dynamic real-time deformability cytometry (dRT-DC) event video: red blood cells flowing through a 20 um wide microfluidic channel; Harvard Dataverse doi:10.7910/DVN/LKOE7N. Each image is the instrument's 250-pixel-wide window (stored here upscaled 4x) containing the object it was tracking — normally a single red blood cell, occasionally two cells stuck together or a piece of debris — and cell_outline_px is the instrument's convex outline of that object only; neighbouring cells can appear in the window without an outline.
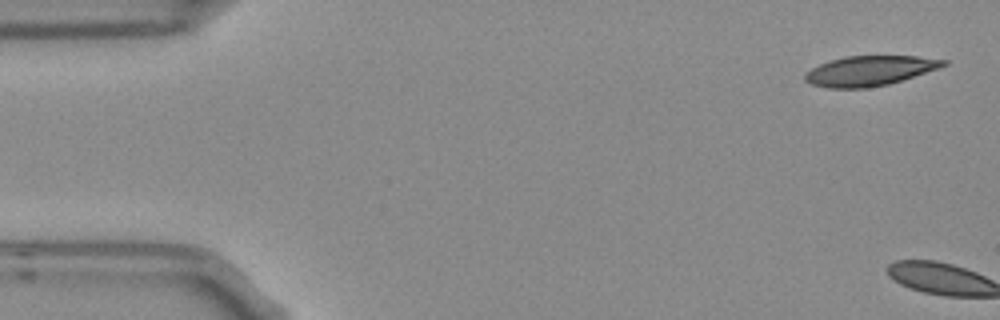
{"species": "Egyptian fruit bat (a non-hibernating species)", "species_latin": "Rousettus aegyptiacus", "temperature_condition": "room temperature", "stored_images_in_passage": 10, "camera_frame_rate_fps": 3000, "um_per_image_px": 0.085, "frame": {"image": 1, "passage_image": 1, "time_ms": 0.0, "image_size_px": [1000, 320], "cell_outline_px": [[948, 64], [888, 84], [868, 88], [828, 88], [812, 84], [804, 80], [804, 72], [820, 64], [844, 56], [916, 56], [948, 60]], "centroid_in_image_um": [73.86, 6.01], "position_along_channel_um": 11.1, "area_um2": 23.81}}
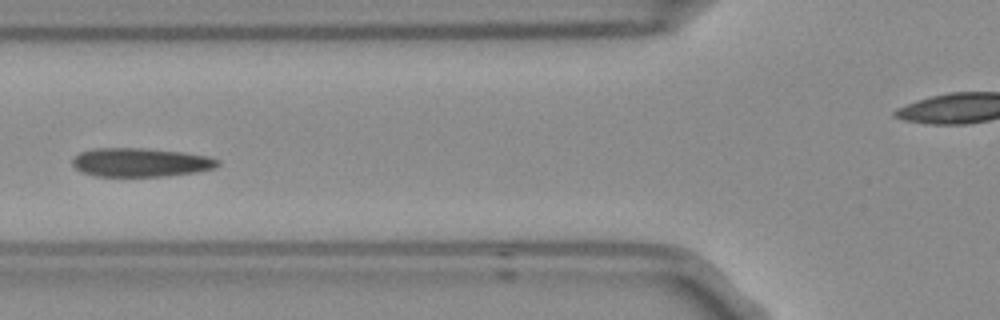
{"frame": {"image": 2, "passage_image": 7, "time_ms": 2.0, "image_size_px": [1000, 320], "cell_outline_px": [[220, 164], [216, 168], [196, 172], [164, 176], [96, 176], [80, 172], [72, 164], [72, 160], [80, 152], [96, 148], [144, 148], [184, 152], [208, 156], [220, 160]], "centroid_in_image_um": [11.97, 13.8], "position_along_channel_um": 113.8, "area_um2": 24.45}}
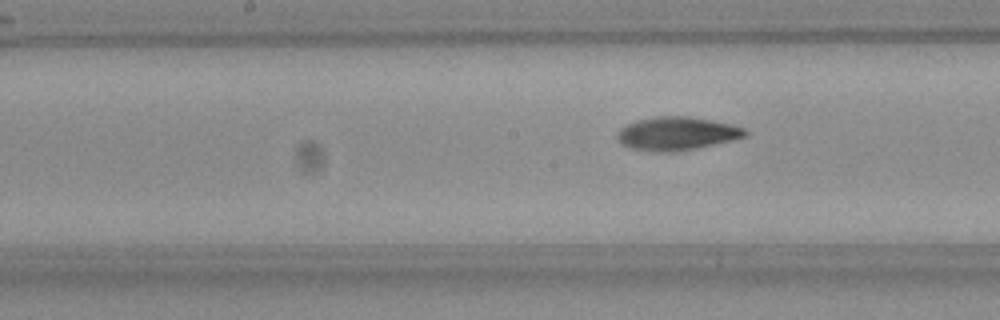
{"frame": {"image": 3, "passage_image": 10, "time_ms": 3.0, "image_size_px": [1000, 320], "cell_outline_px": [[748, 136], [732, 140], [696, 148], [676, 152], [652, 152], [632, 148], [624, 144], [616, 136], [616, 132], [624, 124], [636, 120], [656, 116], [688, 116], [732, 124], [744, 128], [748, 132]], "centroid_in_image_um": [57.52, 11.34], "position_along_channel_um": 190.7, "area_um2": 24.97}}